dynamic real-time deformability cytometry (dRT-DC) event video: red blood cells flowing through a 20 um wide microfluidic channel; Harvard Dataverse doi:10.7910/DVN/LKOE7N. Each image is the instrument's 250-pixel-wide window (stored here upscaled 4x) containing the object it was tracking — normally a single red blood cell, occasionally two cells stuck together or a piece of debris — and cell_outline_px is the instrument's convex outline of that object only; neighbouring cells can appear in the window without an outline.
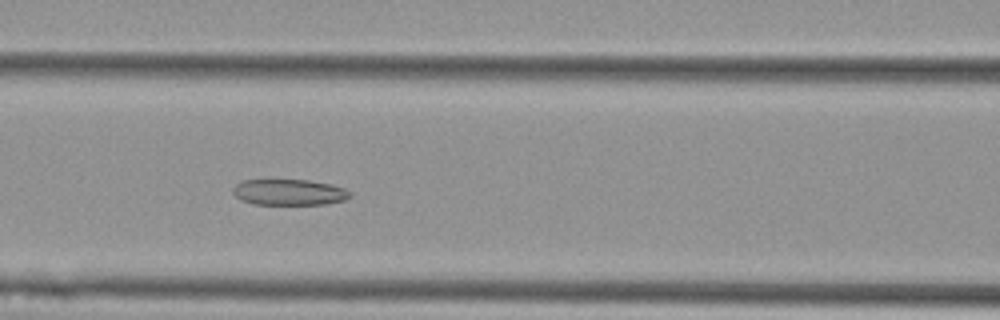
{"species": "Egyptian fruit bat (a non-hibernating species)", "species_latin": "Rousettus aegyptiacus", "temperature_condition": "cold", "stored_images_in_passage": 10, "camera_frame_rate_fps": 3000, "um_per_image_px": 0.085, "animal": {"sex": "female"}, "frame": {"image": 1, "passage_image": 6, "time_ms": 1.667, "image_size_px": [1000, 320], "cell_outline_px": [[352, 196], [344, 200], [328, 204], [252, 204], [240, 200], [232, 192], [232, 188], [236, 184], [244, 180], [308, 180], [332, 184], [344, 188], [352, 192]], "centroid_in_image_um": [24.59, 16.34], "position_along_channel_um": 142.0, "area_um2": 17.86}}
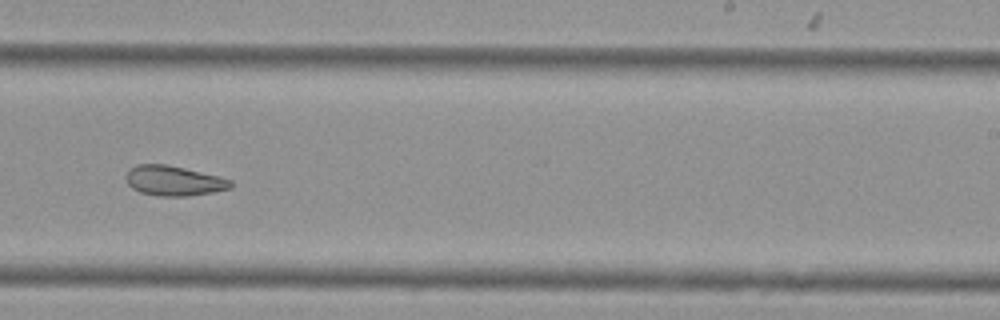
{"frame": {"image": 2, "passage_image": 9, "time_ms": 2.667, "image_size_px": [1000, 320], "cell_outline_px": [[232, 188], [212, 192], [188, 196], [160, 196], [140, 192], [132, 188], [128, 184], [124, 176], [136, 164], [164, 164], [184, 168], [220, 176], [232, 180]], "centroid_in_image_um": [14.78, 15.36], "position_along_channel_um": 274.2, "area_um2": 18.26}}
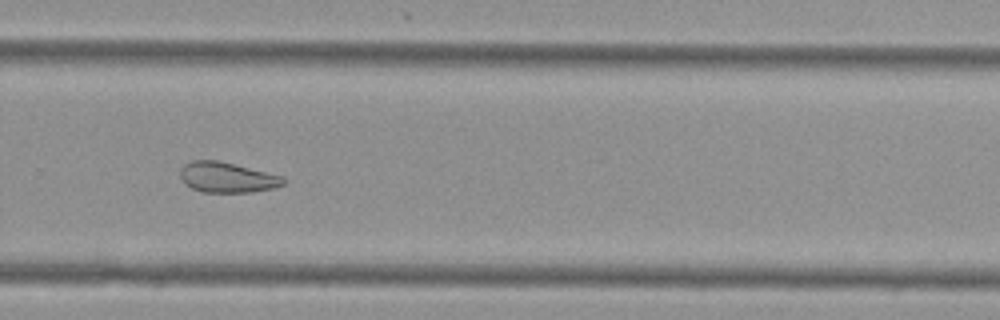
{"frame": {"image": 3, "passage_image": 10, "time_ms": 3.0, "image_size_px": [1000, 320], "cell_outline_px": [[288, 180], [284, 184], [272, 188], [252, 192], [200, 192], [184, 184], [180, 176], [180, 168], [184, 164], [192, 160], [216, 160], [284, 176]], "centroid_in_image_um": [19.29, 15.08], "position_along_channel_um": 310.5, "area_um2": 18.32}}